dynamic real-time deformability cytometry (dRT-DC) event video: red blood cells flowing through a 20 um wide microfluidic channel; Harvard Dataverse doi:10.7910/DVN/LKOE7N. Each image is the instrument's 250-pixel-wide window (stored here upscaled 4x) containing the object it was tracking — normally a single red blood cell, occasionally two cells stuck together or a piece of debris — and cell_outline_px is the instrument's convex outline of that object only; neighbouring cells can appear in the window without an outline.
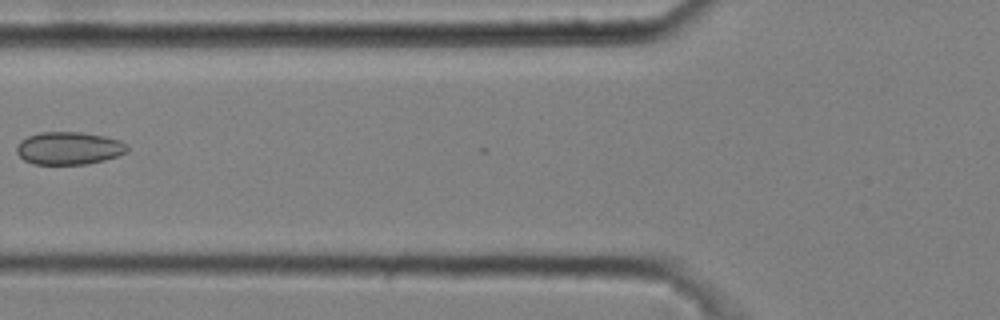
{"species": "common noctule bat (a hibernating species)", "species_latin": "Nyctalus noctula", "temperature_condition": "cold", "stored_images_in_passage": 6, "camera_frame_rate_fps": 3000, "um_per_image_px": 0.085, "animal": {"sex": "male", "body_mass_g": 20.4}, "frame": {"image": 1, "passage_image": 5, "time_ms": 1.333, "image_size_px": [1000, 320], "cell_outline_px": [[128, 152], [104, 160], [88, 164], [32, 164], [24, 160], [16, 152], [16, 144], [20, 140], [28, 136], [40, 132], [80, 132], [104, 136], [120, 140], [128, 144]], "centroid_in_image_um": [5.85, 12.6], "position_along_channel_um": 120.0, "area_um2": 21.27}}
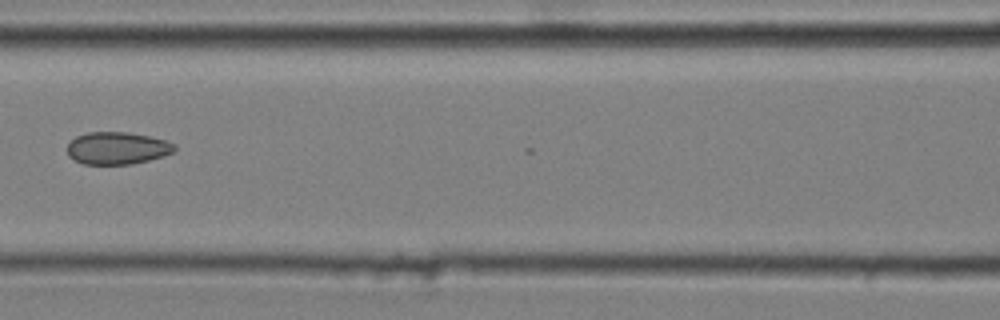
{"frame": {"image": 2, "passage_image": 6, "time_ms": 1.667, "image_size_px": [1000, 320], "cell_outline_px": [[176, 148], [172, 152], [164, 156], [132, 164], [84, 164], [68, 156], [68, 144], [76, 136], [88, 132], [128, 132], [148, 136], [164, 140], [176, 144]], "centroid_in_image_um": [9.97, 12.59], "position_along_channel_um": 156.6, "area_um2": 20.11}}